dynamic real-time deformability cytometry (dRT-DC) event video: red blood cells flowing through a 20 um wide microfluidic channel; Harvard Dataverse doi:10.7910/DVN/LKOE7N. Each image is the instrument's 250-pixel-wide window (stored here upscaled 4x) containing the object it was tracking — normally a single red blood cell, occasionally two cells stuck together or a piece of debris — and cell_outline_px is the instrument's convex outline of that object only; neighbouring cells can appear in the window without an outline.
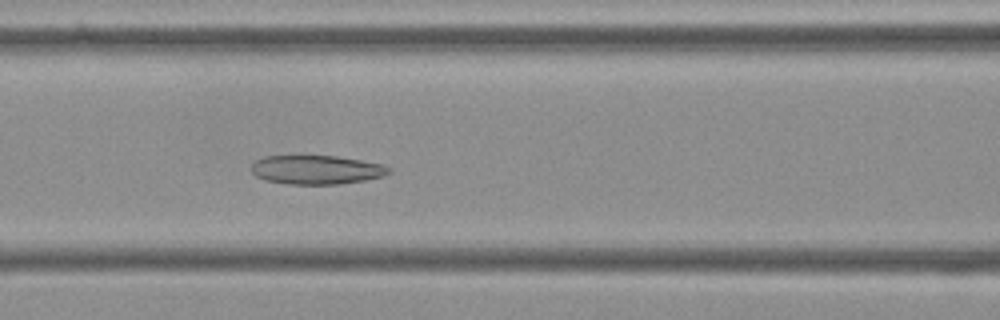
{"species": "Egyptian fruit bat (a non-hibernating species)", "species_latin": "Rousettus aegyptiacus", "temperature_condition": "cold", "stored_images_in_passage": 42, "camera_frame_rate_fps": 3000, "um_per_image_px": 0.085, "frame": {"image": 1, "passage_image": 9, "time_ms": 2.667, "image_size_px": [1000, 320], "cell_outline_px": [[392, 172], [384, 176], [364, 180], [340, 184], [288, 184], [264, 180], [256, 176], [252, 172], [252, 164], [256, 160], [264, 156], [300, 152], [336, 156], [384, 164], [392, 168]], "centroid_in_image_um": [26.87, 14.38], "position_along_channel_um": 139.7, "area_um2": 24.33}}
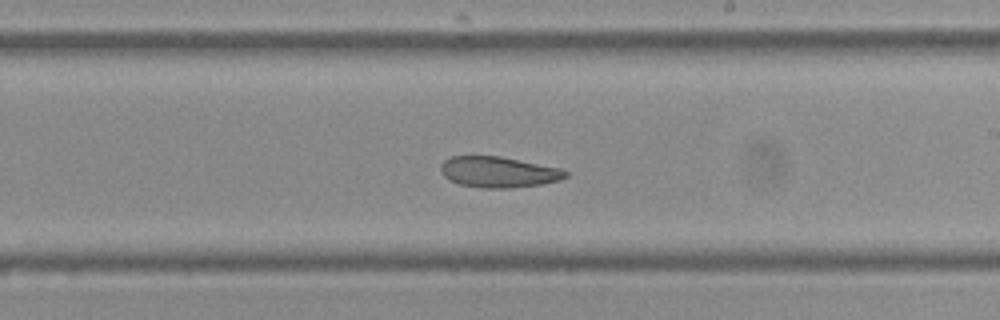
{"frame": {"image": 2, "passage_image": 18, "time_ms": 5.667, "image_size_px": [1000, 320], "cell_outline_px": [[568, 176], [560, 180], [540, 184], [508, 188], [480, 188], [460, 184], [448, 180], [440, 172], [440, 164], [448, 156], [500, 156], [560, 168], [568, 172]], "centroid_in_image_um": [42.33, 14.62], "position_along_channel_um": 246.7, "area_um2": 22.54}}
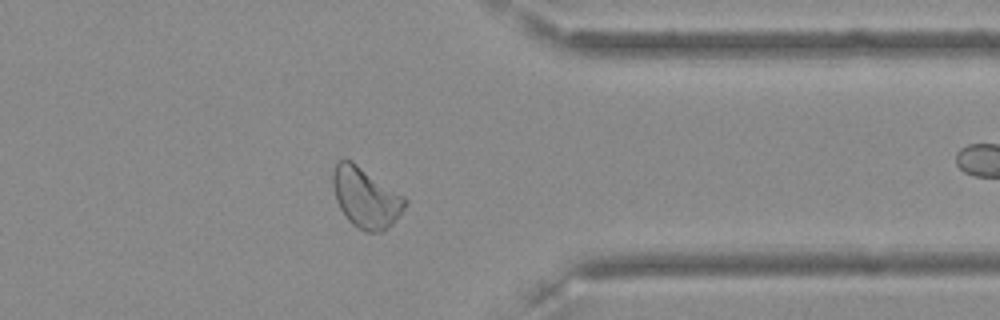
{"frame": {"image": 3, "passage_image": 30, "time_ms": 9.667, "image_size_px": [1000, 320], "cell_outline_px": [[408, 204], [400, 216], [392, 224], [380, 232], [368, 232], [352, 224], [348, 220], [340, 208], [336, 200], [332, 184], [332, 172], [336, 160], [352, 160], [404, 196], [408, 200]], "centroid_in_image_um": [31.09, 16.78], "position_along_channel_um": 380.3, "area_um2": 25.43}, "authors_computed_cell_mechanics": {"area_um2": 24.4205, "velocity_mm_per_s": 3.5677, "shape_relaxation_time_tau1_ms": null, "shape_relaxation_time_tau2_ms": 7.1835, "deformation_change_tau1": null, "deformation_change_tau2": 0.1245}}